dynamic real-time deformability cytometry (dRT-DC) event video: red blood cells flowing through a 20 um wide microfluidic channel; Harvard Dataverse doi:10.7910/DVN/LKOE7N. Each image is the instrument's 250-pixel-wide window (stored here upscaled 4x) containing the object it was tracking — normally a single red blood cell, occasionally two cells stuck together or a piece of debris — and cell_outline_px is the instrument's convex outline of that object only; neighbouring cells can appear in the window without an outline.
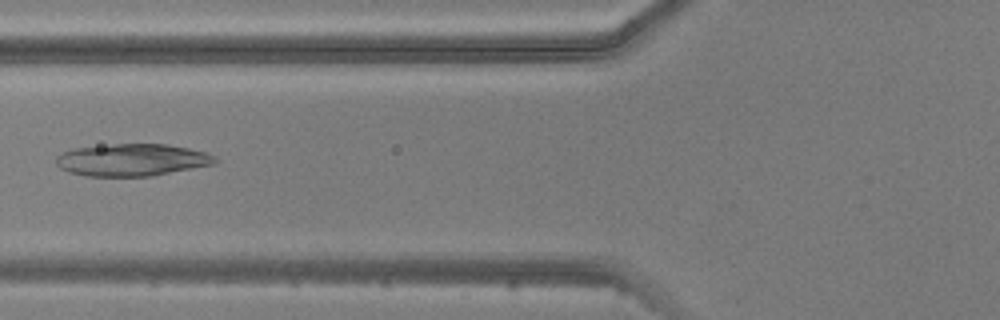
{"species": "common noctule bat (a hibernating species)", "species_latin": "Nyctalus noctula", "temperature_condition": "warm", "stored_images_in_passage": 6, "camera_frame_rate_fps": 3000, "um_per_image_px": 0.085, "animal": {"sex": "male", "body_mass_g": 20.5, "forearm_length_mm": 52.5}, "frame": {"image": 1, "passage_image": 6, "time_ms": 5.667, "image_size_px": [1000, 320], "cell_outline_px": [[216, 164], [152, 176], [84, 176], [68, 172], [60, 168], [56, 164], [56, 156], [64, 152], [76, 148], [112, 144], [168, 144], [208, 152], [216, 156]], "centroid_in_image_um": [11.25, 13.59], "position_along_channel_um": 114.5, "area_um2": 30.0}}